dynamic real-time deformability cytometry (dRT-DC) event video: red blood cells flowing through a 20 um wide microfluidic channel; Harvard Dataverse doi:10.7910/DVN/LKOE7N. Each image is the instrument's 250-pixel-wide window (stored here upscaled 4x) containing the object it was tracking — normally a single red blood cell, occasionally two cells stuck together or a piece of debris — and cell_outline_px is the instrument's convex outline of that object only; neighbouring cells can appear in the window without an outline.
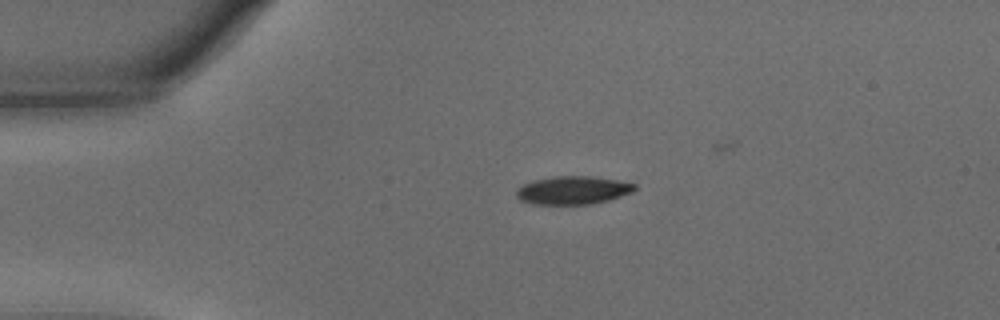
{"species": "common noctule bat (a hibernating species)", "species_latin": "Nyctalus noctula", "temperature_condition": "warm", "stored_images_in_passage": 35, "camera_frame_rate_fps": 3000, "um_per_image_px": 0.085, "animal": {"sex": "male", "body_mass_g": 15.6}, "frame": {"image": 1, "passage_image": 1, "time_ms": 0.0, "image_size_px": [1000, 320], "cell_outline_px": [[636, 188], [632, 192], [608, 200], [592, 204], [532, 204], [520, 200], [516, 196], [516, 188], [532, 180], [552, 176], [592, 176], [616, 180], [636, 184]], "centroid_in_image_um": [48.66, 16.16], "position_along_channel_um": 36.3, "area_um2": 19.48}}
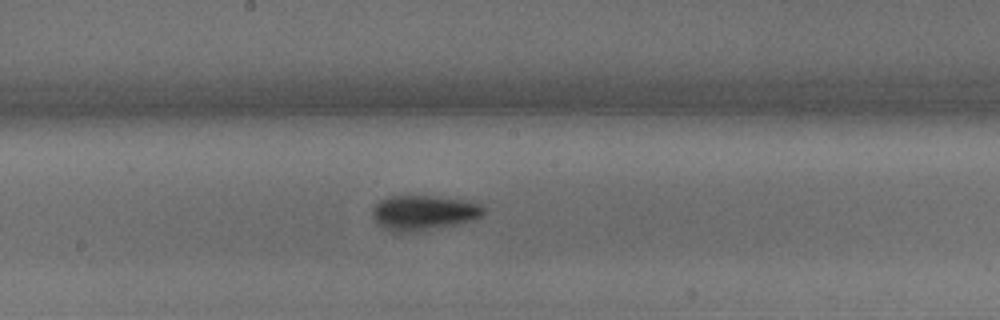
{"frame": {"image": 2, "passage_image": 19, "time_ms": 6.0, "image_size_px": [1000, 320], "cell_outline_px": [[484, 212], [480, 216], [472, 220], [416, 232], [392, 232], [376, 224], [372, 216], [372, 208], [380, 200], [388, 196], [436, 196], [464, 200], [480, 204], [484, 208]], "centroid_in_image_um": [35.94, 18.08], "position_along_channel_um": 212.3, "area_um2": 22.6}}
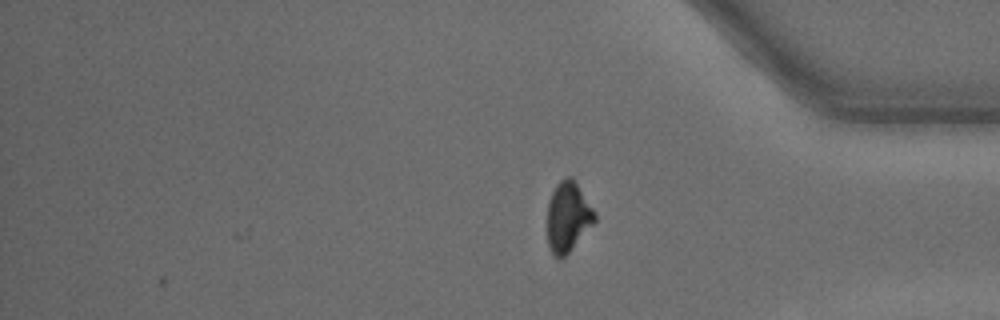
{"frame": {"image": 3, "passage_image": 35, "time_ms": 11.333, "image_size_px": [1000, 320], "cell_outline_px": [[596, 220], [568, 252], [560, 260], [556, 260], [552, 256], [548, 244], [548, 200], [556, 184], [564, 176], [572, 176], [596, 212]], "centroid_in_image_um": [48.26, 18.42], "position_along_channel_um": 386.9, "area_um2": 19.42}, "authors_computed_cell_mechanics": {"area_um2": 21.1548, "velocity_mm_per_s": 3.5492, "shape_relaxation_time_tau1_ms": 4.1561, "shape_relaxation_time_tau2_ms": 3.2954, "deformation_change_tau1": 0.166, "deformation_change_tau2": 0.0806}}